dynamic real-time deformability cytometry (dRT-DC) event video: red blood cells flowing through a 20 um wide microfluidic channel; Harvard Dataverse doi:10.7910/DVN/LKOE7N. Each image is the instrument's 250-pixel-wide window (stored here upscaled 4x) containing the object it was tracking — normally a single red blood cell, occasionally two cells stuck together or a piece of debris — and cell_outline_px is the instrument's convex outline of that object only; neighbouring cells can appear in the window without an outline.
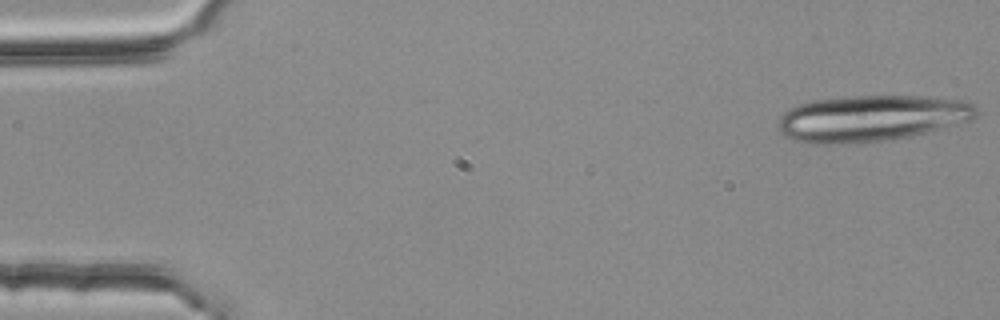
{"species": "common noctule bat (a hibernating species)", "species_latin": "Nyctalus noctula", "temperature_condition": "room temperature", "stored_images_in_passage": 4, "camera_frame_rate_fps": 3000, "um_per_image_px": 0.085, "animal": {"sex": "female", "body_mass_g": 25.1}, "frame": {"image": 1, "passage_image": 1, "time_ms": 0.0, "image_size_px": [1000, 320], "cell_outline_px": [[980, 112], [976, 116], [968, 120], [940, 128], [908, 136], [888, 140], [848, 144], [808, 144], [784, 136], [780, 132], [776, 124], [780, 116], [788, 108], [812, 100], [852, 96], [928, 96], [964, 100], [972, 104]], "centroid_in_image_um": [74.0, 10.05], "position_along_channel_um": 11.0, "area_um2": 53.52}}